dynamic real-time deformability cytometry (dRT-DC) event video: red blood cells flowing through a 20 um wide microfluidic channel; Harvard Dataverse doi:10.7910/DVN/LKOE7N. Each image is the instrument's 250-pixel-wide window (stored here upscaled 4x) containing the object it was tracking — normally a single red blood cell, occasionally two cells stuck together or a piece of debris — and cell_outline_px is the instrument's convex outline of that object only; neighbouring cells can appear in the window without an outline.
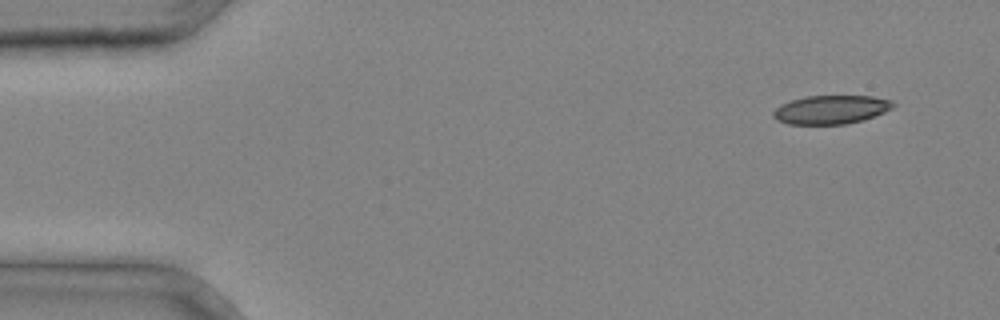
{"species": "common noctule bat (a hibernating species)", "species_latin": "Nyctalus noctula", "temperature_condition": "cold", "stored_images_in_passage": 4, "camera_frame_rate_fps": 3000, "um_per_image_px": 0.085, "animal": {"sex": "male", "body_mass_g": 20.4}, "frame": {"image": 1, "passage_image": 1, "time_ms": 0.0, "image_size_px": [1000, 320], "cell_outline_px": [[896, 104], [892, 108], [884, 112], [864, 120], [844, 124], [788, 124], [776, 120], [772, 116], [772, 112], [780, 104], [804, 96], [872, 96], [892, 100]], "centroid_in_image_um": [70.62, 9.31], "position_along_channel_um": 14.4, "area_um2": 20.11}}
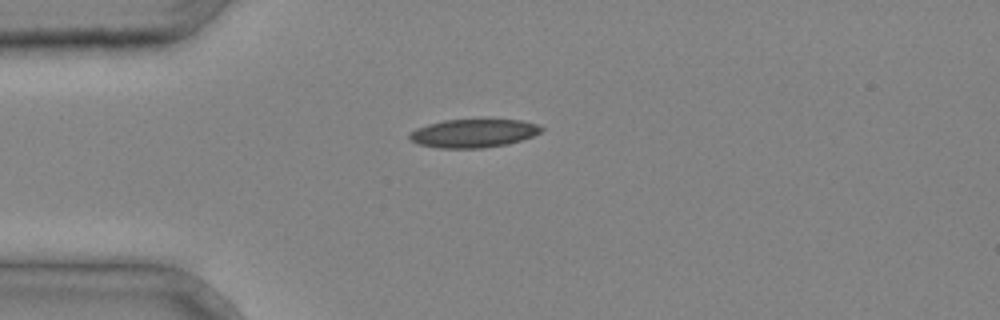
{"frame": {"image": 2, "passage_image": 3, "time_ms": 0.667, "image_size_px": [1000, 320], "cell_outline_px": [[544, 128], [540, 132], [532, 136], [508, 144], [480, 148], [440, 148], [420, 144], [412, 140], [408, 136], [408, 132], [416, 128], [428, 124], [444, 120], [484, 116], [520, 120], [536, 124]], "centroid_in_image_um": [40.26, 11.27], "position_along_channel_um": 44.7, "area_um2": 22.66}}
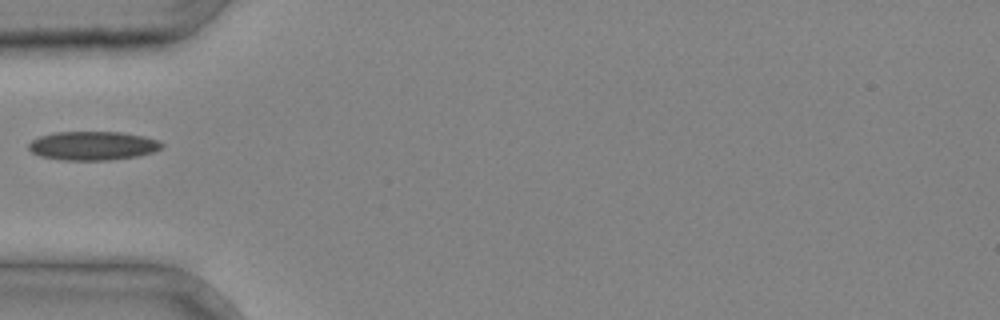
{"frame": {"image": 3, "passage_image": 4, "time_ms": 1.0, "image_size_px": [1000, 320], "cell_outline_px": [[164, 144], [160, 148], [152, 152], [136, 156], [108, 160], [60, 160], [40, 156], [32, 152], [28, 148], [28, 144], [32, 140], [40, 136], [56, 132], [120, 132], [144, 136], [160, 140]], "centroid_in_image_um": [7.88, 12.38], "position_along_channel_um": 77.1, "area_um2": 22.31}}